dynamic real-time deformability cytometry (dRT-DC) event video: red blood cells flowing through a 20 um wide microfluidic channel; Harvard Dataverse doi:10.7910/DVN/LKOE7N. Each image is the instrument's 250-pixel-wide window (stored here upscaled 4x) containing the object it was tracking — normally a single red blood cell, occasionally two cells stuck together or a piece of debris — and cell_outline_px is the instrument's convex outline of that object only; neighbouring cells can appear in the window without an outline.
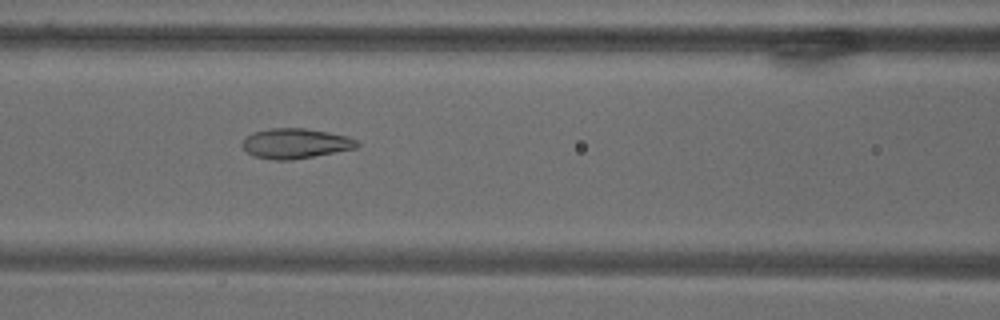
{"species": "common noctule bat (a hibernating species)", "species_latin": "Nyctalus noctula", "temperature_condition": "warm", "stored_images_in_passage": 9, "camera_frame_rate_fps": 3000, "um_per_image_px": 0.085, "animal": {"sex": "male", "body_mass_g": 18.8}, "frame": {"image": 1, "passage_image": 8, "time_ms": 8.333, "image_size_px": [1000, 320], "cell_outline_px": [[360, 144], [356, 148], [292, 160], [276, 160], [252, 156], [240, 144], [244, 136], [252, 132], [268, 128], [304, 128], [328, 132], [348, 136], [356, 140]], "centroid_in_image_um": [25.06, 12.18], "position_along_channel_um": 141.5, "area_um2": 20.23}}
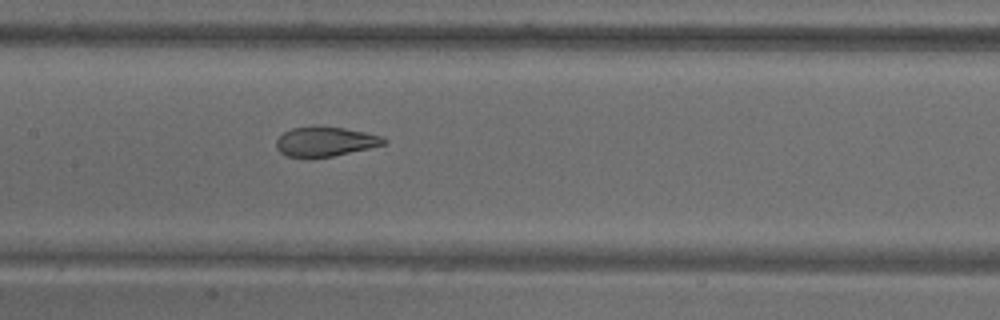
{"frame": {"image": 2, "passage_image": 9, "time_ms": 9.667, "image_size_px": [1000, 320], "cell_outline_px": [[388, 140], [384, 144], [368, 148], [332, 156], [312, 160], [288, 156], [280, 152], [276, 148], [276, 140], [284, 132], [292, 128], [320, 124], [344, 128], [384, 136]], "centroid_in_image_um": [27.61, 12.03], "position_along_channel_um": 179.8, "area_um2": 19.13}}